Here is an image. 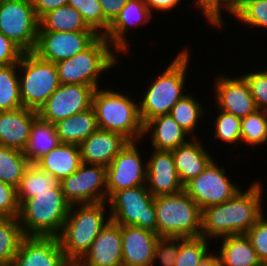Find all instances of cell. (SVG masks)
<instances>
[{"label":"cell","mask_w":267,"mask_h":266,"mask_svg":"<svg viewBox=\"0 0 267 266\" xmlns=\"http://www.w3.org/2000/svg\"><path fill=\"white\" fill-rule=\"evenodd\" d=\"M140 142L129 141L107 166V201L119 190L146 185L147 159L139 153Z\"/></svg>","instance_id":"obj_13"},{"label":"cell","mask_w":267,"mask_h":266,"mask_svg":"<svg viewBox=\"0 0 267 266\" xmlns=\"http://www.w3.org/2000/svg\"><path fill=\"white\" fill-rule=\"evenodd\" d=\"M254 147L267 144V112L256 110L241 118V144ZM254 146V147H253Z\"/></svg>","instance_id":"obj_36"},{"label":"cell","mask_w":267,"mask_h":266,"mask_svg":"<svg viewBox=\"0 0 267 266\" xmlns=\"http://www.w3.org/2000/svg\"><path fill=\"white\" fill-rule=\"evenodd\" d=\"M199 138H191L186 144L172 150L175 168L183 185L202 173L214 159Z\"/></svg>","instance_id":"obj_25"},{"label":"cell","mask_w":267,"mask_h":266,"mask_svg":"<svg viewBox=\"0 0 267 266\" xmlns=\"http://www.w3.org/2000/svg\"><path fill=\"white\" fill-rule=\"evenodd\" d=\"M70 207L61 189H52L22 201L17 218L27 237H58Z\"/></svg>","instance_id":"obj_6"},{"label":"cell","mask_w":267,"mask_h":266,"mask_svg":"<svg viewBox=\"0 0 267 266\" xmlns=\"http://www.w3.org/2000/svg\"><path fill=\"white\" fill-rule=\"evenodd\" d=\"M255 70L239 74L247 81L257 109L267 112V68Z\"/></svg>","instance_id":"obj_41"},{"label":"cell","mask_w":267,"mask_h":266,"mask_svg":"<svg viewBox=\"0 0 267 266\" xmlns=\"http://www.w3.org/2000/svg\"><path fill=\"white\" fill-rule=\"evenodd\" d=\"M68 5L77 9L87 26L98 35L107 33L110 23L104 18L99 0H68Z\"/></svg>","instance_id":"obj_39"},{"label":"cell","mask_w":267,"mask_h":266,"mask_svg":"<svg viewBox=\"0 0 267 266\" xmlns=\"http://www.w3.org/2000/svg\"><path fill=\"white\" fill-rule=\"evenodd\" d=\"M19 89L24 108L38 111L60 86L55 63L24 52L18 63Z\"/></svg>","instance_id":"obj_8"},{"label":"cell","mask_w":267,"mask_h":266,"mask_svg":"<svg viewBox=\"0 0 267 266\" xmlns=\"http://www.w3.org/2000/svg\"><path fill=\"white\" fill-rule=\"evenodd\" d=\"M218 240L221 242L216 251L220 257L221 266H262L246 234L230 235Z\"/></svg>","instance_id":"obj_27"},{"label":"cell","mask_w":267,"mask_h":266,"mask_svg":"<svg viewBox=\"0 0 267 266\" xmlns=\"http://www.w3.org/2000/svg\"><path fill=\"white\" fill-rule=\"evenodd\" d=\"M24 51L0 32V66L19 63Z\"/></svg>","instance_id":"obj_45"},{"label":"cell","mask_w":267,"mask_h":266,"mask_svg":"<svg viewBox=\"0 0 267 266\" xmlns=\"http://www.w3.org/2000/svg\"><path fill=\"white\" fill-rule=\"evenodd\" d=\"M147 156L146 187L154 197L184 189L175 168L172 151L152 149L151 154Z\"/></svg>","instance_id":"obj_19"},{"label":"cell","mask_w":267,"mask_h":266,"mask_svg":"<svg viewBox=\"0 0 267 266\" xmlns=\"http://www.w3.org/2000/svg\"><path fill=\"white\" fill-rule=\"evenodd\" d=\"M10 266H73L57 237H25Z\"/></svg>","instance_id":"obj_18"},{"label":"cell","mask_w":267,"mask_h":266,"mask_svg":"<svg viewBox=\"0 0 267 266\" xmlns=\"http://www.w3.org/2000/svg\"><path fill=\"white\" fill-rule=\"evenodd\" d=\"M192 2L205 17V21L211 25V28H217L218 30V0H193Z\"/></svg>","instance_id":"obj_47"},{"label":"cell","mask_w":267,"mask_h":266,"mask_svg":"<svg viewBox=\"0 0 267 266\" xmlns=\"http://www.w3.org/2000/svg\"><path fill=\"white\" fill-rule=\"evenodd\" d=\"M247 0H218V29L223 30L225 19L223 12L236 17L244 8Z\"/></svg>","instance_id":"obj_46"},{"label":"cell","mask_w":267,"mask_h":266,"mask_svg":"<svg viewBox=\"0 0 267 266\" xmlns=\"http://www.w3.org/2000/svg\"><path fill=\"white\" fill-rule=\"evenodd\" d=\"M213 159L205 170L184 185L186 193L197 203L201 210L219 205L231 199L241 186L231 181L225 167Z\"/></svg>","instance_id":"obj_11"},{"label":"cell","mask_w":267,"mask_h":266,"mask_svg":"<svg viewBox=\"0 0 267 266\" xmlns=\"http://www.w3.org/2000/svg\"><path fill=\"white\" fill-rule=\"evenodd\" d=\"M213 91L215 106L222 110L243 118L254 113L257 107L251 95L249 85L242 75L230 77L219 74L214 79Z\"/></svg>","instance_id":"obj_16"},{"label":"cell","mask_w":267,"mask_h":266,"mask_svg":"<svg viewBox=\"0 0 267 266\" xmlns=\"http://www.w3.org/2000/svg\"><path fill=\"white\" fill-rule=\"evenodd\" d=\"M114 88H97L93 95L92 108L98 129L122 134L129 141H141L144 124L139 113V102L127 92Z\"/></svg>","instance_id":"obj_4"},{"label":"cell","mask_w":267,"mask_h":266,"mask_svg":"<svg viewBox=\"0 0 267 266\" xmlns=\"http://www.w3.org/2000/svg\"><path fill=\"white\" fill-rule=\"evenodd\" d=\"M211 250L198 264V266H221L219 254Z\"/></svg>","instance_id":"obj_51"},{"label":"cell","mask_w":267,"mask_h":266,"mask_svg":"<svg viewBox=\"0 0 267 266\" xmlns=\"http://www.w3.org/2000/svg\"><path fill=\"white\" fill-rule=\"evenodd\" d=\"M128 0H99L104 18L111 23Z\"/></svg>","instance_id":"obj_48"},{"label":"cell","mask_w":267,"mask_h":266,"mask_svg":"<svg viewBox=\"0 0 267 266\" xmlns=\"http://www.w3.org/2000/svg\"><path fill=\"white\" fill-rule=\"evenodd\" d=\"M149 135V137H148ZM151 140V149L172 151L192 137L179 126L170 114L159 115L144 124L142 141ZM188 138V139H187Z\"/></svg>","instance_id":"obj_24"},{"label":"cell","mask_w":267,"mask_h":266,"mask_svg":"<svg viewBox=\"0 0 267 266\" xmlns=\"http://www.w3.org/2000/svg\"><path fill=\"white\" fill-rule=\"evenodd\" d=\"M148 7L149 11L152 15H154V11L156 12H169L170 10H174V8H177L178 5L181 6L182 0H143ZM177 6V7H176Z\"/></svg>","instance_id":"obj_50"},{"label":"cell","mask_w":267,"mask_h":266,"mask_svg":"<svg viewBox=\"0 0 267 266\" xmlns=\"http://www.w3.org/2000/svg\"><path fill=\"white\" fill-rule=\"evenodd\" d=\"M239 24L248 28L261 27L267 31V0H247L242 11L235 17Z\"/></svg>","instance_id":"obj_40"},{"label":"cell","mask_w":267,"mask_h":266,"mask_svg":"<svg viewBox=\"0 0 267 266\" xmlns=\"http://www.w3.org/2000/svg\"><path fill=\"white\" fill-rule=\"evenodd\" d=\"M107 202L72 205L57 237L67 260L75 266L111 220ZM108 214V215H107Z\"/></svg>","instance_id":"obj_3"},{"label":"cell","mask_w":267,"mask_h":266,"mask_svg":"<svg viewBox=\"0 0 267 266\" xmlns=\"http://www.w3.org/2000/svg\"><path fill=\"white\" fill-rule=\"evenodd\" d=\"M60 188L71 206L107 202V167L81 163L72 175L60 180Z\"/></svg>","instance_id":"obj_12"},{"label":"cell","mask_w":267,"mask_h":266,"mask_svg":"<svg viewBox=\"0 0 267 266\" xmlns=\"http://www.w3.org/2000/svg\"><path fill=\"white\" fill-rule=\"evenodd\" d=\"M36 16L40 20L48 12L68 5V0H32Z\"/></svg>","instance_id":"obj_49"},{"label":"cell","mask_w":267,"mask_h":266,"mask_svg":"<svg viewBox=\"0 0 267 266\" xmlns=\"http://www.w3.org/2000/svg\"><path fill=\"white\" fill-rule=\"evenodd\" d=\"M60 143L79 145L97 129V119L93 108L71 115L54 123Z\"/></svg>","instance_id":"obj_28"},{"label":"cell","mask_w":267,"mask_h":266,"mask_svg":"<svg viewBox=\"0 0 267 266\" xmlns=\"http://www.w3.org/2000/svg\"><path fill=\"white\" fill-rule=\"evenodd\" d=\"M180 243L181 238L159 237L154 249L153 266L157 262L160 263L159 266H174Z\"/></svg>","instance_id":"obj_42"},{"label":"cell","mask_w":267,"mask_h":266,"mask_svg":"<svg viewBox=\"0 0 267 266\" xmlns=\"http://www.w3.org/2000/svg\"><path fill=\"white\" fill-rule=\"evenodd\" d=\"M39 27L32 0H0V32L24 52H33Z\"/></svg>","instance_id":"obj_10"},{"label":"cell","mask_w":267,"mask_h":266,"mask_svg":"<svg viewBox=\"0 0 267 266\" xmlns=\"http://www.w3.org/2000/svg\"><path fill=\"white\" fill-rule=\"evenodd\" d=\"M52 189H61L60 181L31 164L16 188L18 203L36 196V193L51 192Z\"/></svg>","instance_id":"obj_32"},{"label":"cell","mask_w":267,"mask_h":266,"mask_svg":"<svg viewBox=\"0 0 267 266\" xmlns=\"http://www.w3.org/2000/svg\"><path fill=\"white\" fill-rule=\"evenodd\" d=\"M217 114L212 124L214 125L213 138L220 140L223 145L227 143V146H239L241 144V118L222 110H218Z\"/></svg>","instance_id":"obj_38"},{"label":"cell","mask_w":267,"mask_h":266,"mask_svg":"<svg viewBox=\"0 0 267 266\" xmlns=\"http://www.w3.org/2000/svg\"><path fill=\"white\" fill-rule=\"evenodd\" d=\"M18 63L0 66V111L22 108Z\"/></svg>","instance_id":"obj_35"},{"label":"cell","mask_w":267,"mask_h":266,"mask_svg":"<svg viewBox=\"0 0 267 266\" xmlns=\"http://www.w3.org/2000/svg\"><path fill=\"white\" fill-rule=\"evenodd\" d=\"M119 53L109 41L100 36L85 51L55 63L60 84H80L102 87L101 78L106 71H111L120 65ZM119 61V62H118ZM111 68V69H110Z\"/></svg>","instance_id":"obj_5"},{"label":"cell","mask_w":267,"mask_h":266,"mask_svg":"<svg viewBox=\"0 0 267 266\" xmlns=\"http://www.w3.org/2000/svg\"><path fill=\"white\" fill-rule=\"evenodd\" d=\"M99 37L95 31H39L33 53L43 60L57 63L85 51Z\"/></svg>","instance_id":"obj_15"},{"label":"cell","mask_w":267,"mask_h":266,"mask_svg":"<svg viewBox=\"0 0 267 266\" xmlns=\"http://www.w3.org/2000/svg\"><path fill=\"white\" fill-rule=\"evenodd\" d=\"M39 25V31H94L87 26L78 10L70 5L61 6L48 12L39 20Z\"/></svg>","instance_id":"obj_30"},{"label":"cell","mask_w":267,"mask_h":266,"mask_svg":"<svg viewBox=\"0 0 267 266\" xmlns=\"http://www.w3.org/2000/svg\"><path fill=\"white\" fill-rule=\"evenodd\" d=\"M128 143L120 133L97 129L79 144L81 162L107 167Z\"/></svg>","instance_id":"obj_22"},{"label":"cell","mask_w":267,"mask_h":266,"mask_svg":"<svg viewBox=\"0 0 267 266\" xmlns=\"http://www.w3.org/2000/svg\"><path fill=\"white\" fill-rule=\"evenodd\" d=\"M107 203L114 223L156 232L154 196L146 185L119 190Z\"/></svg>","instance_id":"obj_9"},{"label":"cell","mask_w":267,"mask_h":266,"mask_svg":"<svg viewBox=\"0 0 267 266\" xmlns=\"http://www.w3.org/2000/svg\"><path fill=\"white\" fill-rule=\"evenodd\" d=\"M249 185L228 201L202 210L200 236L217 242L222 237L246 234L265 212L262 181L258 179Z\"/></svg>","instance_id":"obj_1"},{"label":"cell","mask_w":267,"mask_h":266,"mask_svg":"<svg viewBox=\"0 0 267 266\" xmlns=\"http://www.w3.org/2000/svg\"><path fill=\"white\" fill-rule=\"evenodd\" d=\"M123 266H153L159 235L135 226H121Z\"/></svg>","instance_id":"obj_21"},{"label":"cell","mask_w":267,"mask_h":266,"mask_svg":"<svg viewBox=\"0 0 267 266\" xmlns=\"http://www.w3.org/2000/svg\"><path fill=\"white\" fill-rule=\"evenodd\" d=\"M210 243H212L210 240L202 236L181 238L174 266H198L201 260L211 251L212 244Z\"/></svg>","instance_id":"obj_37"},{"label":"cell","mask_w":267,"mask_h":266,"mask_svg":"<svg viewBox=\"0 0 267 266\" xmlns=\"http://www.w3.org/2000/svg\"><path fill=\"white\" fill-rule=\"evenodd\" d=\"M31 165L23 151L0 145V180L17 188Z\"/></svg>","instance_id":"obj_34"},{"label":"cell","mask_w":267,"mask_h":266,"mask_svg":"<svg viewBox=\"0 0 267 266\" xmlns=\"http://www.w3.org/2000/svg\"><path fill=\"white\" fill-rule=\"evenodd\" d=\"M95 88L80 84H60L37 111L38 117L51 124L92 107Z\"/></svg>","instance_id":"obj_14"},{"label":"cell","mask_w":267,"mask_h":266,"mask_svg":"<svg viewBox=\"0 0 267 266\" xmlns=\"http://www.w3.org/2000/svg\"><path fill=\"white\" fill-rule=\"evenodd\" d=\"M38 118L36 110L18 108L0 112V145L23 151L29 141L31 127Z\"/></svg>","instance_id":"obj_23"},{"label":"cell","mask_w":267,"mask_h":266,"mask_svg":"<svg viewBox=\"0 0 267 266\" xmlns=\"http://www.w3.org/2000/svg\"><path fill=\"white\" fill-rule=\"evenodd\" d=\"M154 18L143 0H128L126 5L120 10L115 19L109 24L107 33L104 37L109 41L110 45L121 55L129 56L131 52L130 44L133 40L127 39L129 29H137L152 21Z\"/></svg>","instance_id":"obj_17"},{"label":"cell","mask_w":267,"mask_h":266,"mask_svg":"<svg viewBox=\"0 0 267 266\" xmlns=\"http://www.w3.org/2000/svg\"><path fill=\"white\" fill-rule=\"evenodd\" d=\"M18 214L16 188L0 180V217H18Z\"/></svg>","instance_id":"obj_44"},{"label":"cell","mask_w":267,"mask_h":266,"mask_svg":"<svg viewBox=\"0 0 267 266\" xmlns=\"http://www.w3.org/2000/svg\"><path fill=\"white\" fill-rule=\"evenodd\" d=\"M156 233L160 237L190 238L201 232L202 210L183 189L154 197Z\"/></svg>","instance_id":"obj_7"},{"label":"cell","mask_w":267,"mask_h":266,"mask_svg":"<svg viewBox=\"0 0 267 266\" xmlns=\"http://www.w3.org/2000/svg\"><path fill=\"white\" fill-rule=\"evenodd\" d=\"M265 215L267 214L264 213L246 232L262 264H267V217Z\"/></svg>","instance_id":"obj_43"},{"label":"cell","mask_w":267,"mask_h":266,"mask_svg":"<svg viewBox=\"0 0 267 266\" xmlns=\"http://www.w3.org/2000/svg\"><path fill=\"white\" fill-rule=\"evenodd\" d=\"M190 48L184 47L171 60L155 79L142 92L139 99V113L143 124L148 120L169 114L174 104L183 98L187 93L186 79L188 66L190 67ZM185 91V92H184Z\"/></svg>","instance_id":"obj_2"},{"label":"cell","mask_w":267,"mask_h":266,"mask_svg":"<svg viewBox=\"0 0 267 266\" xmlns=\"http://www.w3.org/2000/svg\"><path fill=\"white\" fill-rule=\"evenodd\" d=\"M192 94L189 92L178 100L169 114L192 138H199L197 136L199 121L203 120V117L207 118L205 117L207 110L204 109L201 101H198L199 98Z\"/></svg>","instance_id":"obj_31"},{"label":"cell","mask_w":267,"mask_h":266,"mask_svg":"<svg viewBox=\"0 0 267 266\" xmlns=\"http://www.w3.org/2000/svg\"><path fill=\"white\" fill-rule=\"evenodd\" d=\"M17 217H0V266H10L25 238Z\"/></svg>","instance_id":"obj_33"},{"label":"cell","mask_w":267,"mask_h":266,"mask_svg":"<svg viewBox=\"0 0 267 266\" xmlns=\"http://www.w3.org/2000/svg\"><path fill=\"white\" fill-rule=\"evenodd\" d=\"M60 144L54 124L39 117L33 122L24 154L31 164Z\"/></svg>","instance_id":"obj_29"},{"label":"cell","mask_w":267,"mask_h":266,"mask_svg":"<svg viewBox=\"0 0 267 266\" xmlns=\"http://www.w3.org/2000/svg\"><path fill=\"white\" fill-rule=\"evenodd\" d=\"M81 163L79 145L60 143L57 147L39 158L34 165L60 181L78 170Z\"/></svg>","instance_id":"obj_26"},{"label":"cell","mask_w":267,"mask_h":266,"mask_svg":"<svg viewBox=\"0 0 267 266\" xmlns=\"http://www.w3.org/2000/svg\"><path fill=\"white\" fill-rule=\"evenodd\" d=\"M75 266H123L121 225L110 220Z\"/></svg>","instance_id":"obj_20"}]
</instances>
